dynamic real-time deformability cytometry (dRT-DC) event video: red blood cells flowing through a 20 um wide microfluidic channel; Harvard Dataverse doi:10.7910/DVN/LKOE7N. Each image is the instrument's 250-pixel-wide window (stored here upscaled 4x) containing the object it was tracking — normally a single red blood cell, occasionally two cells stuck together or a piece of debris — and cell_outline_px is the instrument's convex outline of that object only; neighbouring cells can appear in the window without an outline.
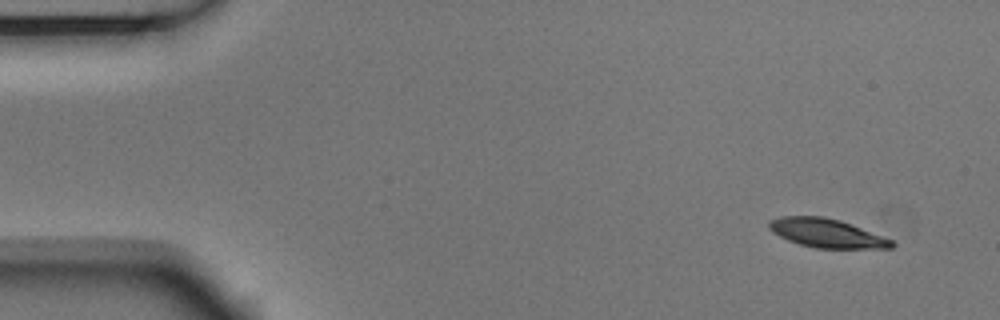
{"species": "Egyptian fruit bat (a non-hibernating species)", "species_latin": "Rousettus aegyptiacus", "temperature_condition": "room temperature", "stored_images_in_passage": 4, "camera_frame_rate_fps": 3000, "um_per_image_px": 0.085, "animal": {"sex": "male"}, "frame": {"image": 1, "passage_image": 1, "time_ms": 0.0, "image_size_px": [1000, 320], "cell_outline_px": [[896, 244], [892, 248], [816, 248], [800, 244], [788, 240], [772, 232], [768, 228], [768, 220], [780, 216], [824, 216], [840, 220], [852, 224], [892, 240]], "centroid_in_image_um": [70.24, 19.81], "position_along_channel_um": 14.8, "area_um2": 20.58}}
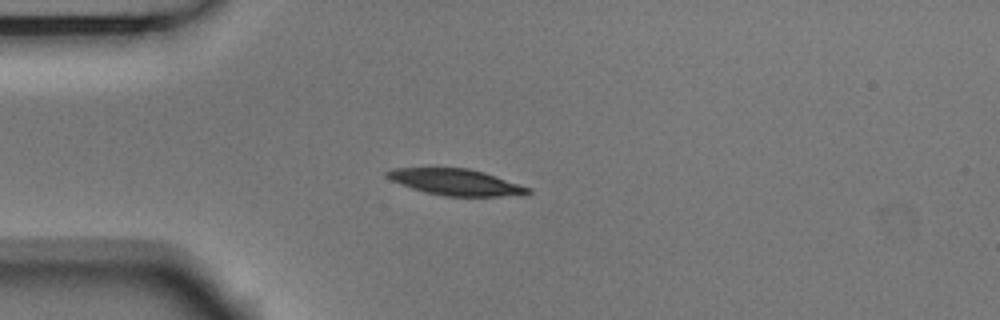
{"frame": {"image": 2, "passage_image": 4, "time_ms": 1.0, "image_size_px": [1000, 320], "cell_outline_px": [[532, 192], [524, 196], [444, 196], [412, 188], [400, 184], [384, 176], [384, 172], [392, 168], [468, 168], [484, 172], [532, 188]], "centroid_in_image_um": [38.8, 15.48], "position_along_channel_um": 46.2, "area_um2": 21.68}}